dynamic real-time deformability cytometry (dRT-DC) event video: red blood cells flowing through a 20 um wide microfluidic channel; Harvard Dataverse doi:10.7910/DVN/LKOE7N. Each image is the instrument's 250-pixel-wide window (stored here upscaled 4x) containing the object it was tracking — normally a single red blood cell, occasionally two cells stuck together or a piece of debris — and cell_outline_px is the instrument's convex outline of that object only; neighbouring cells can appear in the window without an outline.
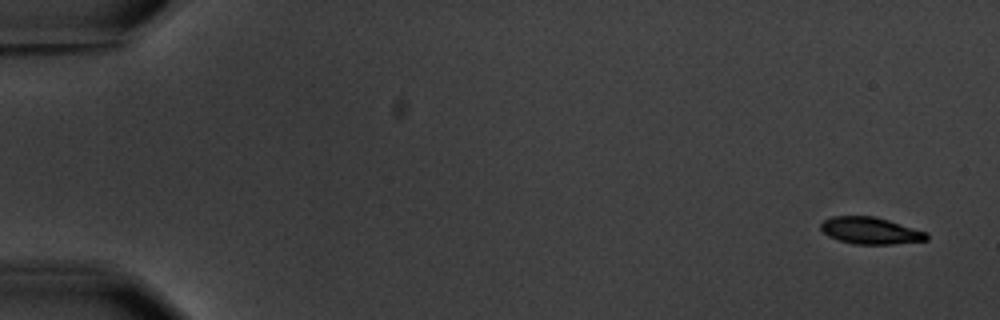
{"species": "common noctule bat (a hibernating species)", "species_latin": "Nyctalus noctula", "temperature_condition": "warm", "stored_images_in_passage": 15, "camera_frame_rate_fps": 3000, "um_per_image_px": 0.085, "animal": {"sex": "male", "body_mass_g": 20.1, "forearm_length_mm": 53.5}, "frame": {"image": 1, "passage_image": 1, "time_ms": 0.0, "image_size_px": [1000, 320], "cell_outline_px": [[928, 240], [892, 244], [852, 244], [828, 236], [820, 228], [820, 224], [824, 220], [832, 216], [876, 216], [928, 232]], "centroid_in_image_um": [74.0, 19.6], "position_along_channel_um": 11.0, "area_um2": 16.65}}
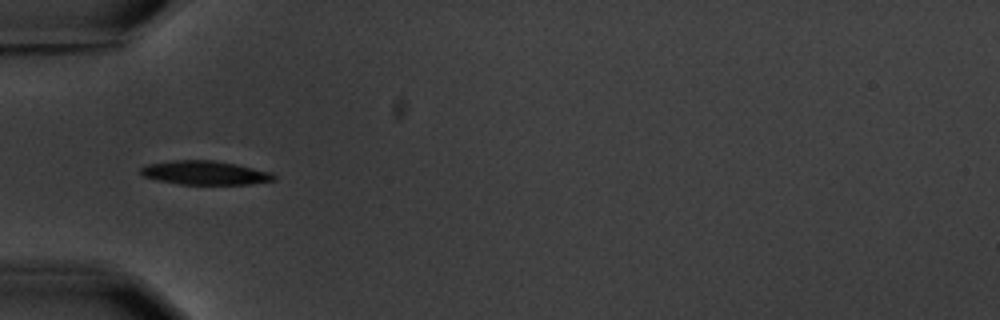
{"frame": {"image": 2, "passage_image": 5, "time_ms": 5.667, "image_size_px": [1000, 320], "cell_outline_px": [[276, 180], [252, 184], [180, 184], [156, 180], [144, 176], [140, 172], [140, 168], [148, 164], [172, 160], [212, 160], [236, 164], [272, 172], [276, 176]], "centroid_in_image_um": [17.45, 14.69], "position_along_channel_um": 67.6, "area_um2": 18.55}}
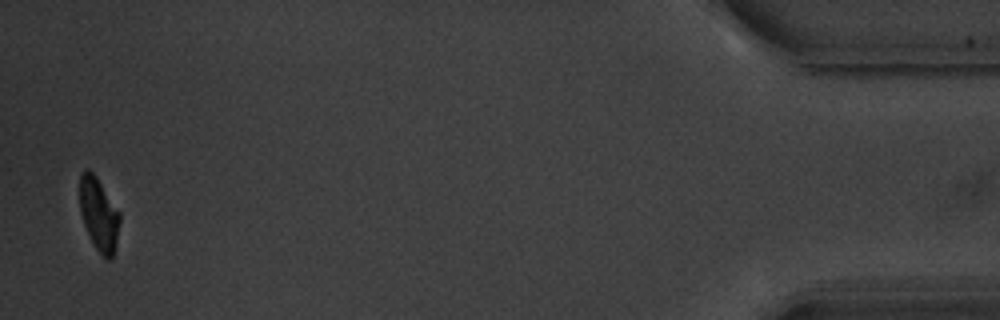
{"frame": {"image": 3, "passage_image": 15, "time_ms": 18.0, "image_size_px": [1000, 320], "cell_outline_px": [[120, 220], [116, 244], [112, 260], [108, 260], [96, 248], [84, 224], [80, 212], [80, 176], [84, 168], [88, 168], [96, 176], [120, 212]], "centroid_in_image_um": [8.41, 18.19], "position_along_channel_um": 426.8, "area_um2": 16.88}, "authors_computed_cell_mechanics": {"area_um2": 18.496, "velocity_mm_per_s": 3.5692, "shape_relaxation_time_tau1_ms": 1.9533, "shape_relaxation_time_tau2_ms": null, "deformation_change_tau1": 0.1319, "deformation_change_tau2": null}}